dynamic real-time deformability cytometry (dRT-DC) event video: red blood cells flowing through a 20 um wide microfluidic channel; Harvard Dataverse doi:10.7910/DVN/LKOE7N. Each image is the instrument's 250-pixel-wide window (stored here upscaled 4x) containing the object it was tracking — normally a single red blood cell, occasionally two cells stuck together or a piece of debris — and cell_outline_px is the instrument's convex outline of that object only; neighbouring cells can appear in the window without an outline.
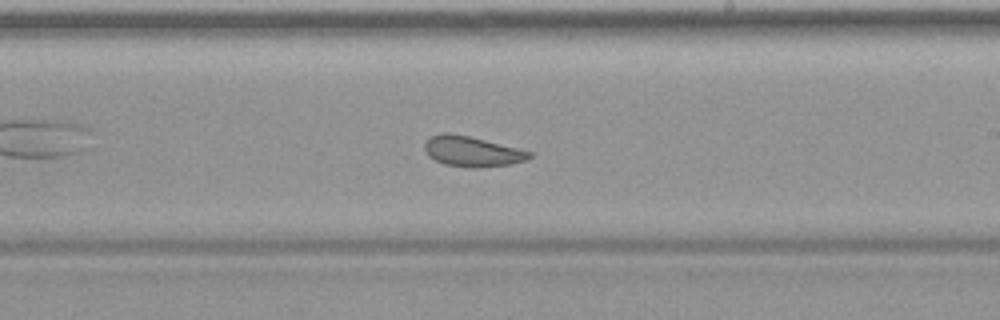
{"species": "common noctule bat (a hibernating species)", "species_latin": "Nyctalus noctula", "temperature_condition": "warm", "stored_images_in_passage": 50, "camera_frame_rate_fps": 3000, "um_per_image_px": 0.085, "animal": {"sex": "female", "body_mass_g": 19.9}, "frame": {"image": 1, "passage_image": 29, "time_ms": 9.333, "image_size_px": [1000, 320], "cell_outline_px": [[532, 156], [524, 160], [508, 164], [476, 168], [472, 168], [444, 164], [428, 156], [424, 148], [424, 144], [432, 136], [440, 132], [448, 132], [468, 136], [532, 152]], "centroid_in_image_um": [40.07, 12.87], "position_along_channel_um": 248.9, "area_um2": 18.15}}